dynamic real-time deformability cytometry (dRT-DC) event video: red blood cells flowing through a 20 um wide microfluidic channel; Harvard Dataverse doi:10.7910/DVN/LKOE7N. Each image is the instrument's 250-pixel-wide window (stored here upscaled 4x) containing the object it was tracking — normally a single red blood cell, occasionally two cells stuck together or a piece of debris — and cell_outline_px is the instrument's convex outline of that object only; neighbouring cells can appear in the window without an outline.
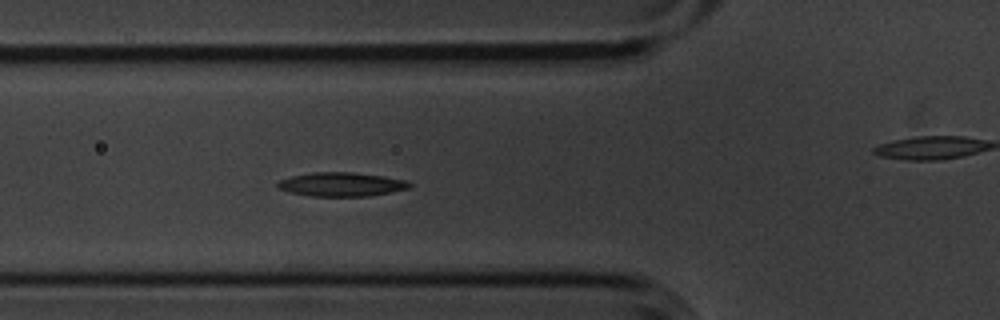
{"species": "common noctule bat (a hibernating species)", "species_latin": "Nyctalus noctula", "temperature_condition": "cold", "stored_images_in_passage": 6, "segment_of_instrument_passage": [1, 2], "camera_frame_rate_fps": 3000, "um_per_image_px": 0.085, "animal": {"sex": "male", "body_mass_g": 20.1, "forearm_length_mm": 53.5}, "frame": {"image": 1, "passage_image": 5, "time_ms": 1.333, "image_size_px": [1000, 320], "cell_outline_px": [[412, 188], [392, 192], [368, 196], [308, 196], [288, 192], [276, 188], [276, 184], [280, 180], [292, 176], [312, 172], [352, 172], [384, 176], [404, 180], [412, 184]], "centroid_in_image_um": [29.01, 15.67], "position_along_channel_um": 96.8, "area_um2": 18.55}}